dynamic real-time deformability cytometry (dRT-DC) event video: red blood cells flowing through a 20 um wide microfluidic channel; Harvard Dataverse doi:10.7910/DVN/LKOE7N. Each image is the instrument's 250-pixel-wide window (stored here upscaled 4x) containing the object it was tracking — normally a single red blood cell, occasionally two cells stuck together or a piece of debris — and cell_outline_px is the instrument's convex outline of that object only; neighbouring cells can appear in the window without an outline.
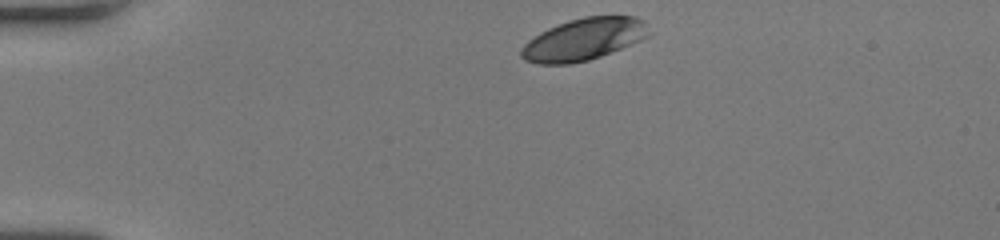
{"species": "human", "species_latin": "Homo sapiens", "temperature_condition": "room temperature", "stored_images_in_passage": 34, "camera_frame_rate_fps": 3000, "um_per_image_px": 0.085, "donor": {"sex": "female"}, "frame": {"image": 1, "passage_image": 1, "time_ms": 0.0, "image_size_px": [1000, 240], "cell_outline_px": [[648, 36], [640, 40], [600, 56], [588, 60], [568, 64], [536, 64], [524, 60], [520, 56], [520, 48], [528, 40], [540, 32], [548, 28], [568, 20], [584, 16], [636, 16], [644, 20], [648, 32]], "centroid_in_image_um": [49.56, 3.34], "position_along_channel_um": 35.4, "area_um2": 31.15}}
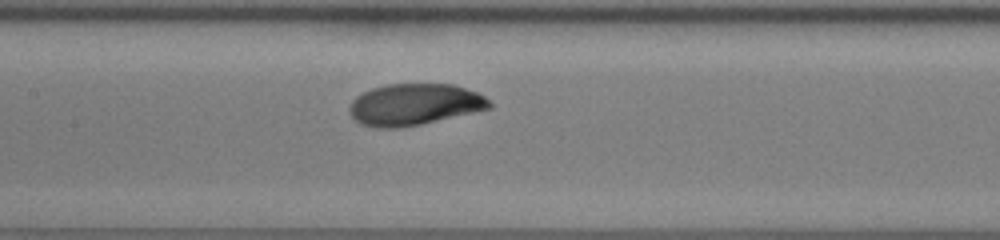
{"frame": {"image": 2, "passage_image": 16, "time_ms": 5.0, "image_size_px": [1000, 240], "cell_outline_px": [[492, 108], [476, 112], [404, 128], [376, 128], [360, 124], [352, 116], [348, 108], [352, 100], [356, 96], [372, 88], [388, 84], [452, 84], [476, 92], [484, 96], [492, 104]], "centroid_in_image_um": [35.22, 8.9], "position_along_channel_um": 172.2, "area_um2": 34.04}}
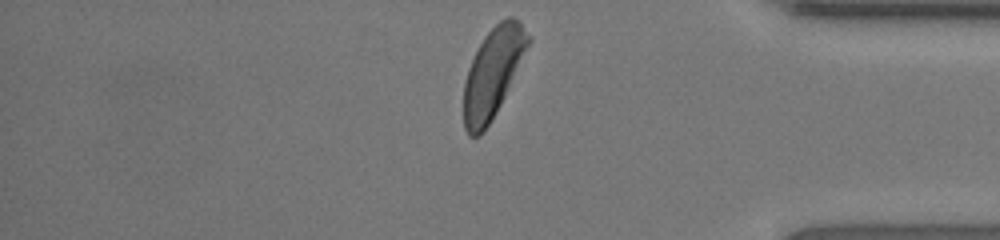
{"frame": {"image": 3, "passage_image": 34, "time_ms": 11.0, "image_size_px": [1000, 240], "cell_outline_px": [[532, 40], [500, 104], [484, 132], [480, 136], [468, 136], [464, 128], [464, 84], [468, 68], [484, 36], [500, 20], [508, 16], [512, 16], [520, 20], [532, 36]], "centroid_in_image_um": [41.91, 6.15], "position_along_channel_um": 393.3, "area_um2": 33.35}, "authors_computed_cell_mechanics": {"area_um2": 33.5529, "velocity_mm_per_s": 3.9914, "shape_relaxation_time_tau1_ms": 2.9032, "shape_relaxation_time_tau2_ms": null, "deformation_change_tau1": 0.1557, "deformation_change_tau2": null}}